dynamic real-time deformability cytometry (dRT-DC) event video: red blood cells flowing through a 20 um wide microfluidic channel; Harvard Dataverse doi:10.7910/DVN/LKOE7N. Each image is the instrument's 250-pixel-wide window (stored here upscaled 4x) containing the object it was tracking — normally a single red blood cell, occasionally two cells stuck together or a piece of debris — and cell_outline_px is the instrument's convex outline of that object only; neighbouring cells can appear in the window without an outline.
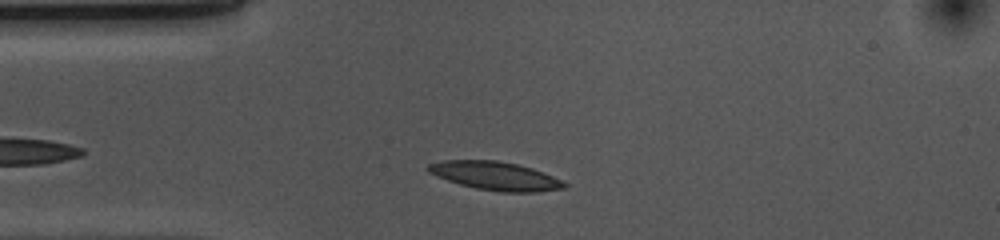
{"species": "common noctule bat (a hibernating species)", "species_latin": "Nyctalus noctula", "temperature_condition": "cold", "stored_images_in_passage": 35, "camera_frame_rate_fps": 3000, "um_per_image_px": 0.085, "animal": {"sex": "female", "body_mass_g": 10.0, "forearm_length_mm": 53.1}, "frame": {"image": 1, "passage_image": 5, "time_ms": 1.333, "image_size_px": [1000, 240], "cell_outline_px": [[568, 188], [536, 192], [500, 192], [476, 188], [460, 184], [436, 176], [428, 172], [424, 168], [428, 164], [444, 160], [496, 160], [516, 164], [532, 168], [552, 176], [568, 184]], "centroid_in_image_um": [42.09, 14.95], "position_along_channel_um": 42.9, "area_um2": 22.6}}
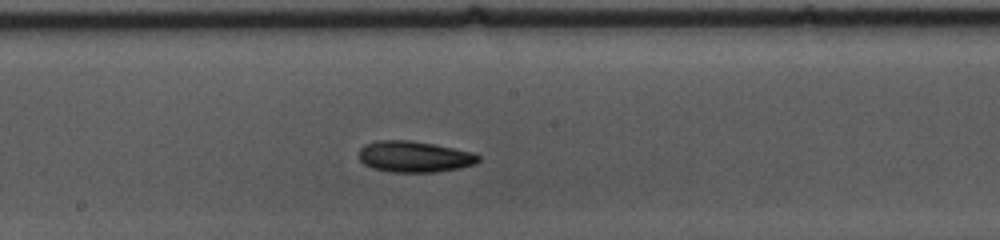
{"frame": {"image": 2, "passage_image": 20, "time_ms": 6.333, "image_size_px": [1000, 240], "cell_outline_px": [[480, 160], [476, 164], [460, 168], [436, 172], [392, 172], [372, 168], [364, 164], [360, 160], [360, 148], [364, 144], [380, 140], [412, 140], [472, 152], [480, 156]], "centroid_in_image_um": [35.22, 13.32], "position_along_channel_um": 213.0, "area_um2": 21.68}}
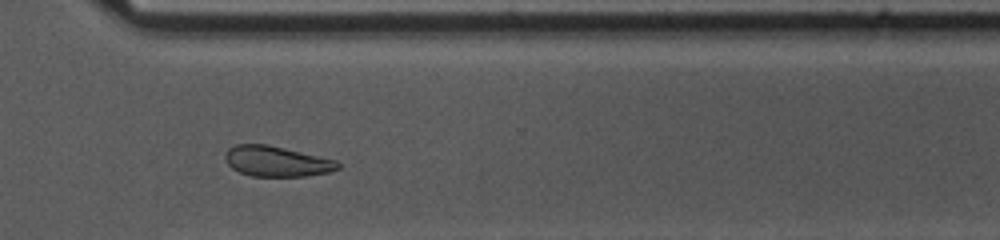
{"frame": {"image": 3, "passage_image": 31, "time_ms": 10.0, "image_size_px": [1000, 240], "cell_outline_px": [[340, 168], [328, 172], [308, 176], [252, 176], [240, 172], [232, 168], [224, 160], [224, 156], [228, 148], [236, 144], [264, 144], [284, 148], [336, 160], [340, 164]], "centroid_in_image_um": [23.49, 13.71], "position_along_channel_um": 347.1, "area_um2": 19.88}, "authors_computed_cell_mechanics": {"area_um2": 21.2704, "velocity_mm_per_s": 3.6624, "shape_relaxation_time_tau1_ms": 2.7209, "shape_relaxation_time_tau2_ms": 6.5597, "deformation_change_tau1": 0.0987, "deformation_change_tau2": 0.1189}}